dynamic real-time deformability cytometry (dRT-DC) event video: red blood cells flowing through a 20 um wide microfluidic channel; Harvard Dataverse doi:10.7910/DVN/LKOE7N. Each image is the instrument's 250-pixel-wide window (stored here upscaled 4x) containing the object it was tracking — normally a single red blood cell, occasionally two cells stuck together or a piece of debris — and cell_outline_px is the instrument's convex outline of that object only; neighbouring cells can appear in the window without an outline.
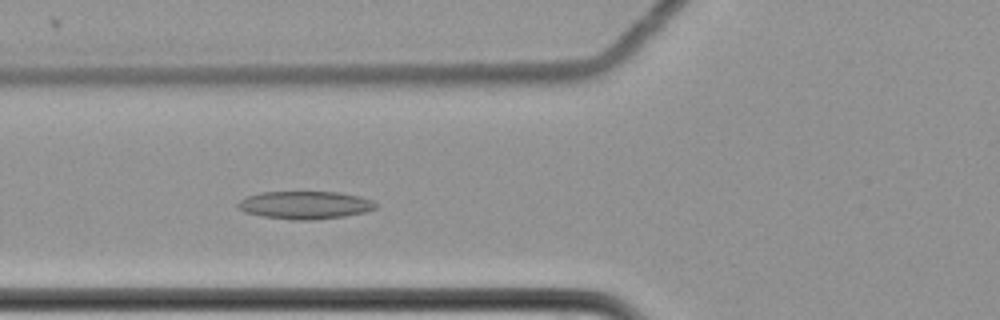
{"species": "common noctule bat (a hibernating species)", "species_latin": "Nyctalus noctula", "temperature_condition": "cold", "stored_images_in_passage": 51, "camera_frame_rate_fps": 3000, "um_per_image_px": 0.085, "animal": {"sex": "female", "body_mass_g": 22.7, "forearm_length_mm": 54.2}, "frame": {"image": 1, "passage_image": 13, "time_ms": 4.0, "image_size_px": [1000, 320], "cell_outline_px": [[376, 208], [368, 212], [344, 216], [312, 220], [296, 220], [260, 216], [244, 212], [236, 208], [236, 204], [244, 196], [260, 192], [336, 192], [360, 196], [372, 200], [376, 204]], "centroid_in_image_um": [25.88, 17.43], "position_along_channel_um": 99.9, "area_um2": 22.6}}
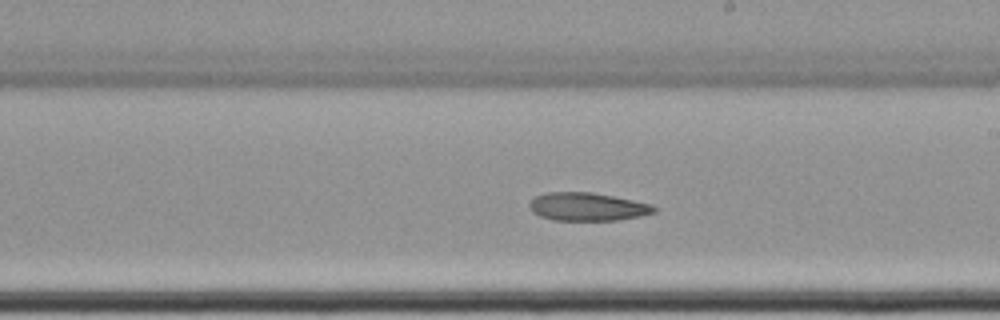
{"frame": {"image": 2, "passage_image": 25, "time_ms": 8.0, "image_size_px": [1000, 320], "cell_outline_px": [[656, 212], [640, 216], [620, 220], [552, 220], [540, 216], [532, 212], [528, 204], [536, 196], [544, 192], [592, 192], [652, 204], [656, 208]], "centroid_in_image_um": [49.92, 17.57], "position_along_channel_um": 239.1, "area_um2": 20.46}}
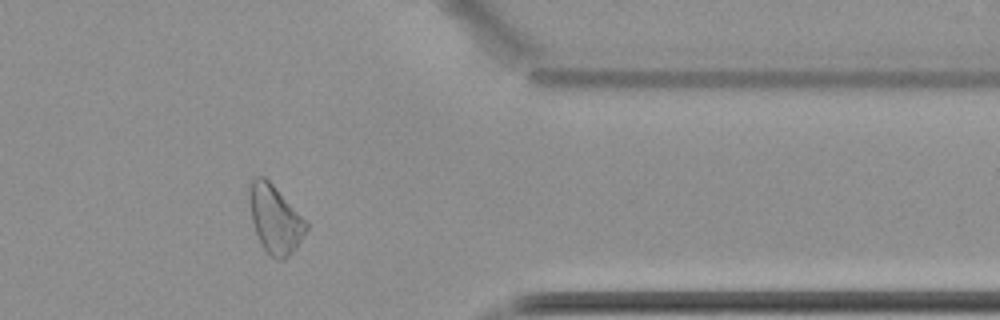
{"frame": {"image": 3, "passage_image": 39, "time_ms": 12.667, "image_size_px": [1000, 320], "cell_outline_px": [[308, 228], [296, 248], [284, 260], [276, 260], [264, 248], [256, 232], [252, 220], [248, 192], [252, 180], [256, 176], [264, 176], [272, 184], [308, 224]], "centroid_in_image_um": [23.37, 18.64], "position_along_channel_um": 388.0, "area_um2": 21.91}}